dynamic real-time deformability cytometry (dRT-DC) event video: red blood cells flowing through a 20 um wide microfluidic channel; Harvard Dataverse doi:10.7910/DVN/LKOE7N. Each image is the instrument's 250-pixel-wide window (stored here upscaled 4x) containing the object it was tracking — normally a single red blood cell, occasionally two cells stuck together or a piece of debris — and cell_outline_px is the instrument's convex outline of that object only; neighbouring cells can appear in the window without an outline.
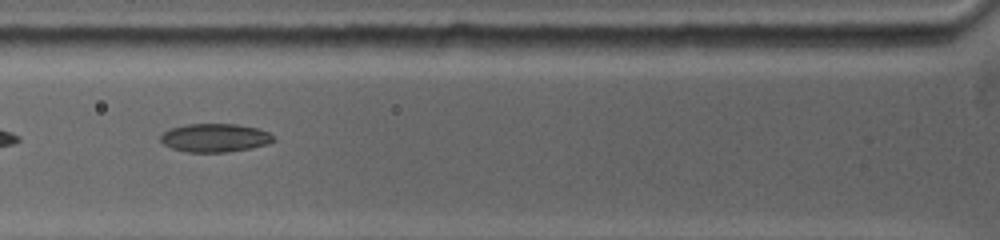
{"species": "common noctule bat (a hibernating species)", "species_latin": "Nyctalus noctula", "temperature_condition": "warm", "stored_images_in_passage": 13, "camera_frame_rate_fps": 5000, "um_per_image_px": 0.085, "animal": {"sex": "female", "body_mass_g": 19.0, "forearm_length_mm": 53.3}, "frame": {"image": 1, "passage_image": 4, "time_ms": 1.0, "image_size_px": [1000, 240], "cell_outline_px": [[276, 140], [268, 144], [252, 148], [228, 152], [188, 152], [172, 148], [164, 144], [160, 140], [160, 136], [164, 132], [172, 128], [188, 124], [236, 124], [260, 128], [276, 136]], "centroid_in_image_um": [18.34, 11.71], "position_along_channel_um": 107.5, "area_um2": 18.84}}
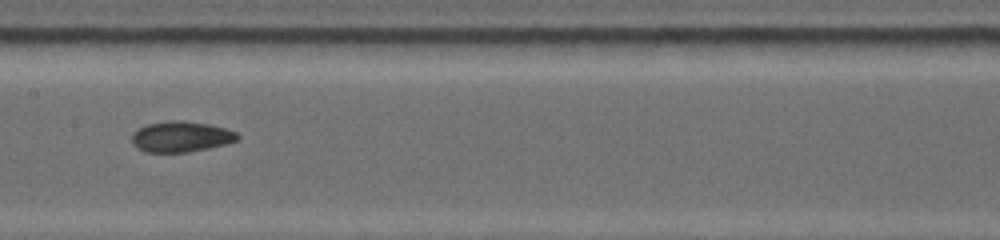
{"frame": {"image": 2, "passage_image": 10, "time_ms": 3.2, "image_size_px": [1000, 240], "cell_outline_px": [[240, 136], [236, 140], [228, 144], [188, 152], [144, 152], [136, 148], [132, 144], [132, 132], [148, 124], [168, 120], [184, 120], [212, 124], [236, 132]], "centroid_in_image_um": [15.38, 11.61], "position_along_channel_um": 192.0, "area_um2": 19.13}}